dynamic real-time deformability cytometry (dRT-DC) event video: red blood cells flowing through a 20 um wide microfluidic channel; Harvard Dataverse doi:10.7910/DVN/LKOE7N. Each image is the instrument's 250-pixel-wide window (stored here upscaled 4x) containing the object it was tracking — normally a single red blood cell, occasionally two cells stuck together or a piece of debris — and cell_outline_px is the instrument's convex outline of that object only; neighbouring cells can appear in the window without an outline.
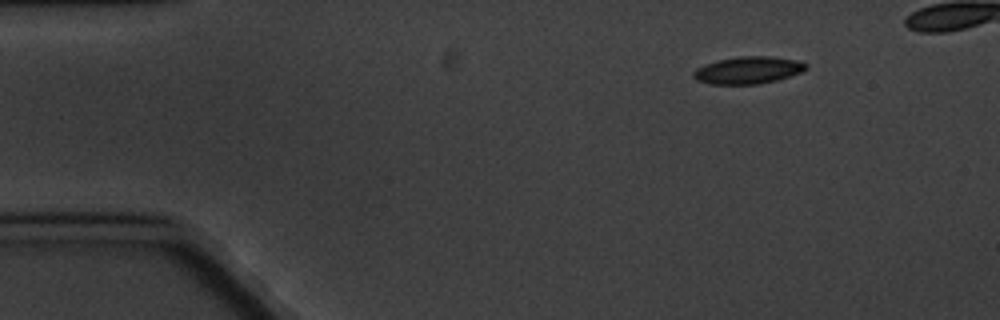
{"species": "common noctule bat (a hibernating species)", "species_latin": "Nyctalus noctula", "temperature_condition": "cold", "stored_images_in_passage": 4, "camera_frame_rate_fps": 3000, "um_per_image_px": 0.085, "animal": {"sex": "male", "body_mass_g": 20.1, "forearm_length_mm": 53.5}, "frame": {"image": 1, "passage_image": 1, "time_ms": 0.0, "image_size_px": [1000, 320], "cell_outline_px": [[808, 68], [800, 72], [776, 80], [760, 84], [708, 84], [696, 80], [692, 76], [692, 72], [696, 68], [704, 64], [716, 60], [740, 56], [768, 56], [796, 60], [808, 64]], "centroid_in_image_um": [63.53, 5.96], "position_along_channel_um": 21.5, "area_um2": 17.92}}